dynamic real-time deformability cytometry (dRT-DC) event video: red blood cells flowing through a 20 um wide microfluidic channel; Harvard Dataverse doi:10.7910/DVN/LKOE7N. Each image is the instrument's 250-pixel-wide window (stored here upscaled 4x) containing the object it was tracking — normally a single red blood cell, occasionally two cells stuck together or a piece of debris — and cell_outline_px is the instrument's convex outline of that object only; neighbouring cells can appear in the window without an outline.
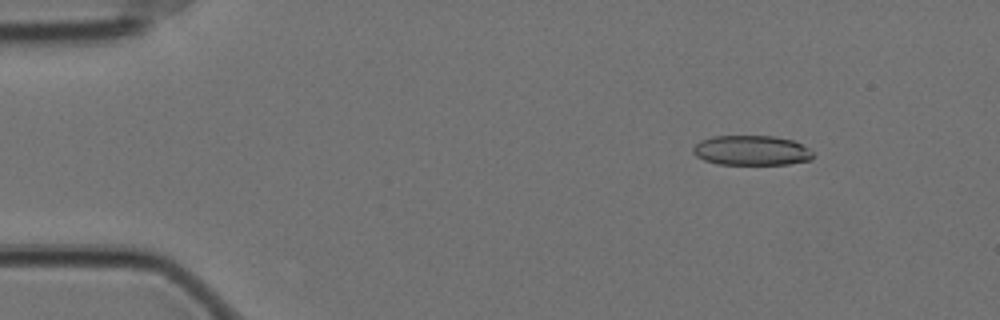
{"species": "Egyptian fruit bat (a non-hibernating species)", "species_latin": "Rousettus aegyptiacus", "temperature_condition": "cold", "stored_images_in_passage": 58, "camera_frame_rate_fps": 3000, "um_per_image_px": 0.085, "animal": {"sex": "female"}, "frame": {"image": 1, "passage_image": 8, "time_ms": 2.333, "image_size_px": [1000, 320], "cell_outline_px": [[812, 160], [788, 164], [720, 164], [704, 160], [696, 156], [692, 152], [692, 148], [700, 140], [712, 136], [772, 136], [792, 140], [808, 148], [812, 152]], "centroid_in_image_um": [63.85, 12.78], "position_along_channel_um": 21.2, "area_um2": 20.81}}
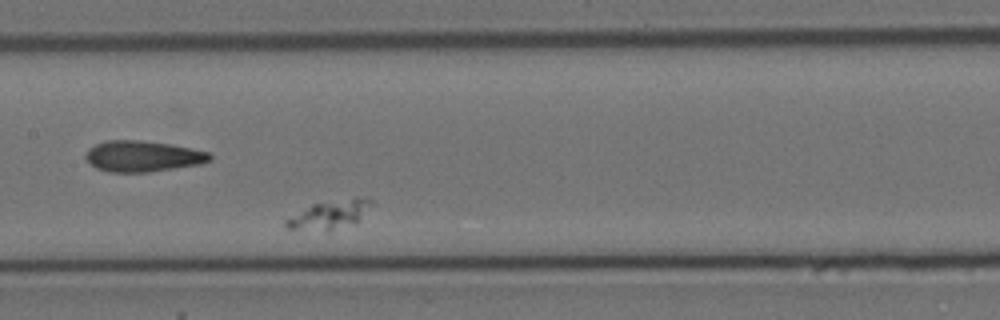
{"frame": {"image": 2, "passage_image": 30, "time_ms": 9.667, "image_size_px": [1000, 320], "cell_outline_px": [[372, 204], [360, 220], [328, 232], [288, 228], [284, 224], [284, 220], [312, 204], [356, 196], [364, 196], [372, 200]], "centroid_in_image_um": [28.04, 18.23], "position_along_channel_um": 179.4, "area_um2": 14.39}}
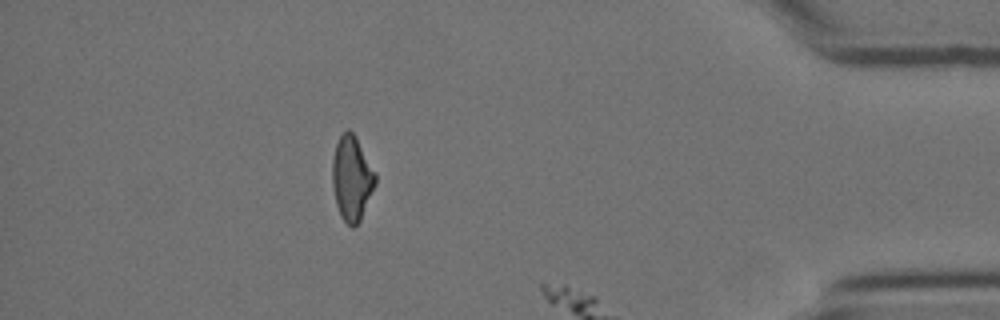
{"frame": {"image": 3, "passage_image": 52, "time_ms": 17.0, "image_size_px": [1000, 320], "cell_outline_px": [[376, 184], [360, 220], [352, 228], [340, 216], [336, 204], [332, 184], [332, 160], [336, 144], [340, 136], [348, 128], [356, 136], [376, 172]], "centroid_in_image_um": [29.91, 15.14], "position_along_channel_um": 405.3, "area_um2": 21.27}}